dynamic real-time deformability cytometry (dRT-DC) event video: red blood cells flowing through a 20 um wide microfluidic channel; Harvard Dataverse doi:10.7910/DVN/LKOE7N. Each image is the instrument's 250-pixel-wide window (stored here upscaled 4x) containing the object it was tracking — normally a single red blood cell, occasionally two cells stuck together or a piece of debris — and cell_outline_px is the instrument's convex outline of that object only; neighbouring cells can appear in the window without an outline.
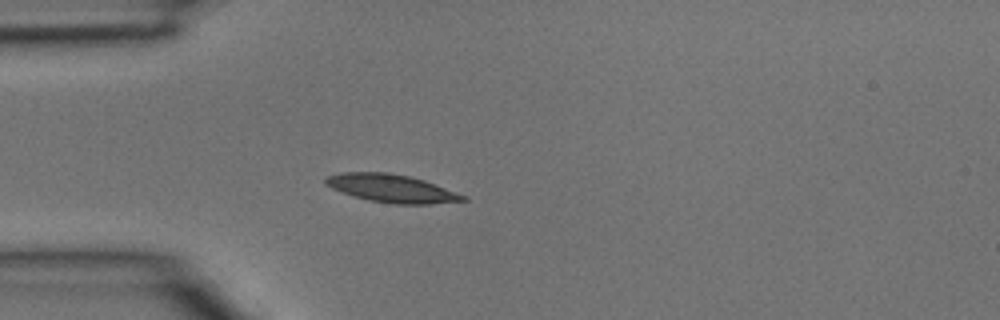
{"species": "common noctule bat (a hibernating species)", "species_latin": "Nyctalus noctula", "temperature_condition": "room temperature", "stored_images_in_passage": 4, "camera_frame_rate_fps": 3000, "um_per_image_px": 0.085, "animal": {"sex": "male", "body_mass_g": 15.6}, "frame": {"image": 1, "passage_image": 4, "time_ms": 1.0, "image_size_px": [1000, 320], "cell_outline_px": [[468, 200], [428, 204], [396, 204], [368, 200], [332, 188], [324, 184], [324, 176], [340, 172], [388, 172], [408, 176], [424, 180], [468, 196]], "centroid_in_image_um": [33.28, 16.0], "position_along_channel_um": 51.7, "area_um2": 22.37}}